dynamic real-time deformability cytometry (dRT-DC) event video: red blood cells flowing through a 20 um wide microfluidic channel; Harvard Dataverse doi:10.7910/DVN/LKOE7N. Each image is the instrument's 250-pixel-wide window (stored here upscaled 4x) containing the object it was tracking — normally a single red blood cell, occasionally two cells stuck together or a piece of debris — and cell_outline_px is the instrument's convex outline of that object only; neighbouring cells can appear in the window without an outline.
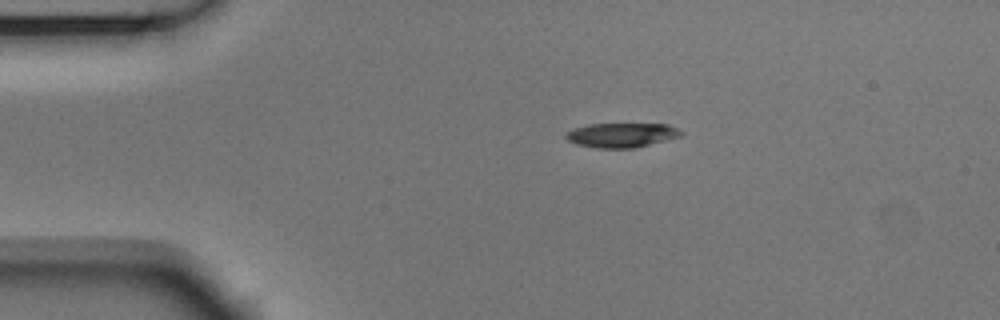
{"species": "Egyptian fruit bat (a non-hibernating species)", "species_latin": "Rousettus aegyptiacus", "temperature_condition": "room temperature", "stored_images_in_passage": 44, "camera_frame_rate_fps": 3000, "um_per_image_px": 0.085, "animal": {"sex": "male"}, "frame": {"image": 1, "passage_image": 1, "time_ms": 0.0, "image_size_px": [1000, 320], "cell_outline_px": [[684, 132], [680, 136], [636, 148], [596, 148], [576, 144], [568, 140], [564, 136], [572, 128], [588, 124], [668, 124]], "centroid_in_image_um": [52.81, 11.48], "position_along_channel_um": 32.2, "area_um2": 16.42}}
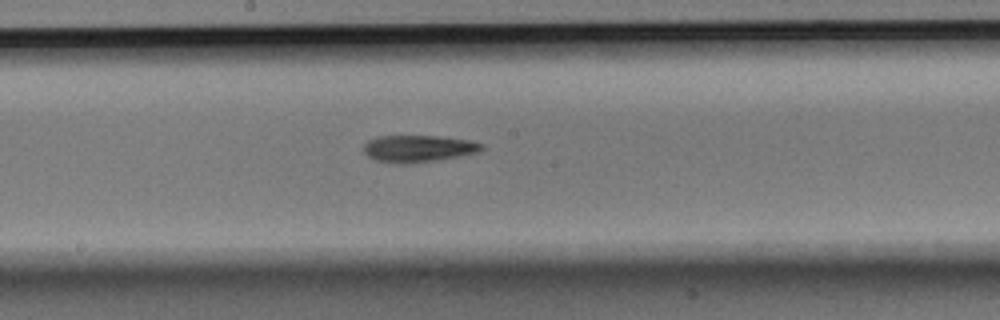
{"frame": {"image": 2, "passage_image": 19, "time_ms": 6.0, "image_size_px": [1000, 320], "cell_outline_px": [[484, 148], [476, 152], [436, 160], [404, 164], [396, 164], [376, 160], [368, 156], [364, 152], [364, 144], [368, 140], [376, 136], [436, 136], [472, 140], [484, 144]], "centroid_in_image_um": [35.52, 12.62], "position_along_channel_um": 212.7, "area_um2": 18.44}}
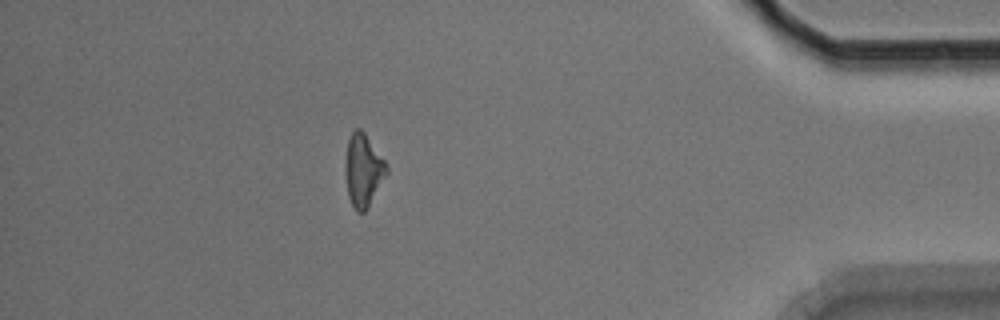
{"frame": {"image": 3, "passage_image": 38, "time_ms": 12.333, "image_size_px": [1000, 320], "cell_outline_px": [[388, 172], [368, 208], [364, 212], [356, 212], [348, 196], [344, 164], [348, 140], [352, 132], [356, 128], [360, 128], [364, 132], [384, 160], [388, 168]], "centroid_in_image_um": [30.86, 14.48], "position_along_channel_um": 404.3, "area_um2": 17.4}, "authors_computed_cell_mechanics": {"area_um2": 17.8602, "velocity_mm_per_s": 3.7398, "shape_relaxation_time_tau1_ms": 3.1203, "shape_relaxation_time_tau2_ms": null, "deformation_change_tau1": 0.1474, "deformation_change_tau2": null}}